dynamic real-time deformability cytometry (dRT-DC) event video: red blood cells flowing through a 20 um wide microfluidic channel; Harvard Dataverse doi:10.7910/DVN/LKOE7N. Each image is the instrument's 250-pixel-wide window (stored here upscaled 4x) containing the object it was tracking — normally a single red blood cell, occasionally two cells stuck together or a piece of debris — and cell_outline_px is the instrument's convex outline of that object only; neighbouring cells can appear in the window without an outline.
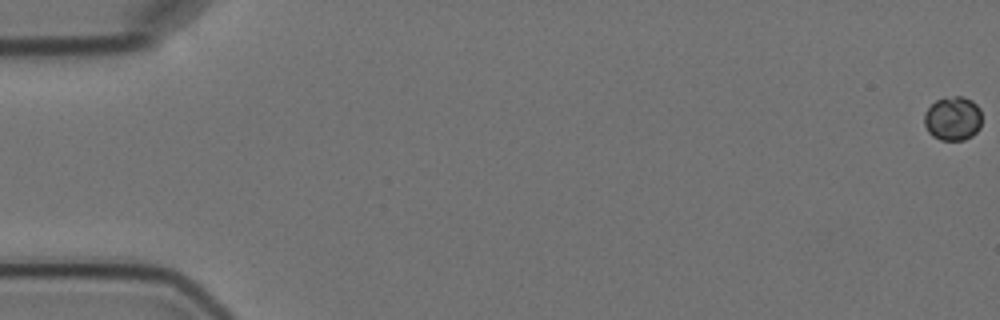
{"species": "Egyptian fruit bat (a non-hibernating species)", "species_latin": "Rousettus aegyptiacus", "temperature_condition": "cold", "stored_images_in_passage": 7, "segment_of_instrument_passage": [1, 2], "camera_frame_rate_fps": 3000, "um_per_image_px": 0.085, "animal": {"sex": "female"}, "frame": {"image": 1, "passage_image": 1, "time_ms": 0.0, "image_size_px": [1000, 320], "cell_outline_px": [[980, 128], [972, 136], [964, 140], [940, 140], [932, 136], [928, 132], [924, 124], [924, 112], [936, 100], [956, 96], [964, 96], [972, 100], [980, 108]], "centroid_in_image_um": [80.98, 10.08], "position_along_channel_um": 4.0, "area_um2": 14.85}}
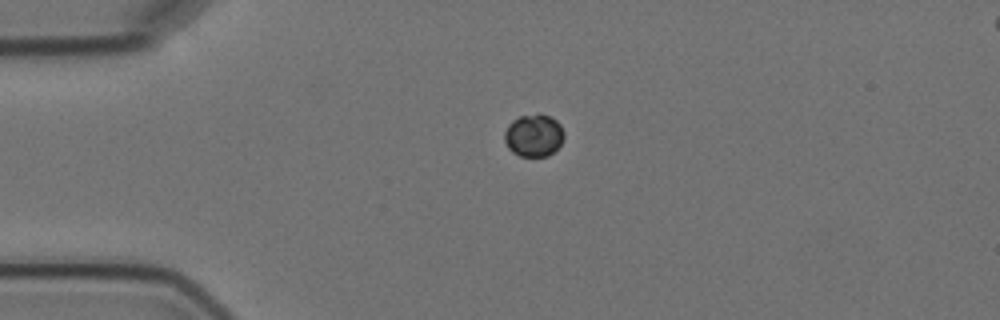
{"frame": {"image": 2, "passage_image": 5, "time_ms": 4.667, "image_size_px": [1000, 320], "cell_outline_px": [[564, 136], [560, 144], [548, 156], [520, 156], [512, 152], [508, 148], [504, 140], [504, 132], [508, 124], [512, 120], [520, 116], [548, 116], [556, 120], [560, 124], [564, 132]], "centroid_in_image_um": [45.34, 11.54], "position_along_channel_um": 39.7, "area_um2": 14.45}}